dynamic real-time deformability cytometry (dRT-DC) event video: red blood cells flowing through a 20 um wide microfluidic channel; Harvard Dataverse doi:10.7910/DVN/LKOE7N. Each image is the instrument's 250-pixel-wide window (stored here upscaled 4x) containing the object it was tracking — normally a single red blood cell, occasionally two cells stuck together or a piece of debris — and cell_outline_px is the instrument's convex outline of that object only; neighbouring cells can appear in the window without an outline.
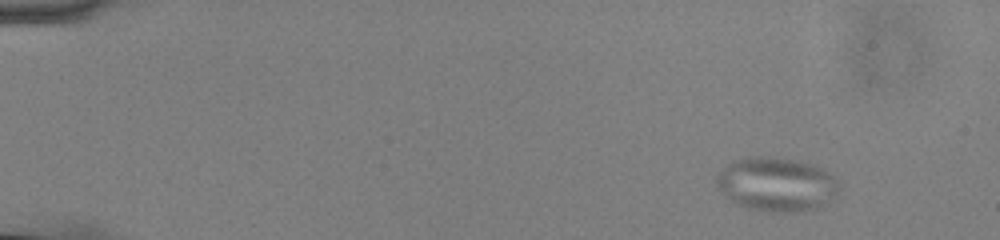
{"species": "common noctule bat (a hibernating species)", "species_latin": "Nyctalus noctula", "temperature_condition": "cold", "stored_images_in_passage": 56, "camera_frame_rate_fps": 3000, "um_per_image_px": 0.085, "animal": {"sex": "male", "body_mass_g": 13.0, "forearm_length_mm": 53.1}, "frame": {"image": 1, "passage_image": 6, "time_ms": 1.667, "image_size_px": [1000, 240], "cell_outline_px": [[840, 188], [836, 192], [816, 208], [792, 212], [768, 212], [748, 208], [724, 196], [716, 184], [716, 172], [732, 160], [756, 156], [772, 156], [812, 164], [828, 172], [840, 184]], "centroid_in_image_um": [65.93, 15.64], "position_along_channel_um": 19.1, "area_um2": 38.21}}
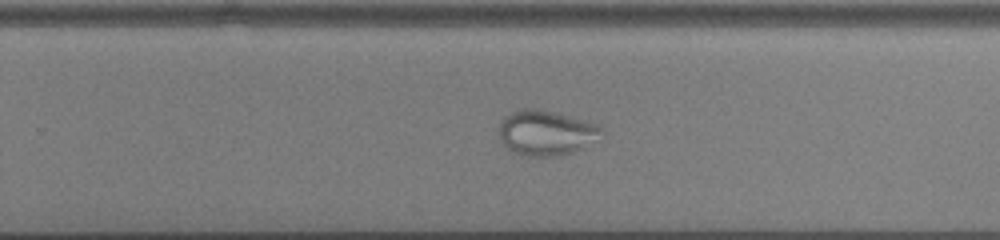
{"frame": {"image": 2, "passage_image": 37, "time_ms": 12.0, "image_size_px": [1000, 240], "cell_outline_px": [[604, 132], [584, 148], [572, 152], [556, 156], [528, 156], [516, 152], [508, 148], [500, 140], [496, 128], [500, 120], [504, 116], [520, 108], [540, 108], [556, 112], [596, 124]], "centroid_in_image_um": [46.35, 11.26], "position_along_channel_um": 283.5, "area_um2": 27.05}}
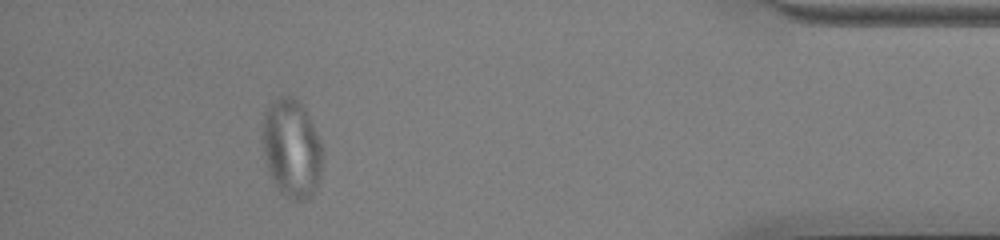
{"frame": {"image": 3, "passage_image": 51, "time_ms": 16.667, "image_size_px": [1000, 240], "cell_outline_px": [[324, 152], [320, 176], [316, 188], [312, 196], [304, 200], [292, 200], [280, 192], [276, 188], [268, 172], [264, 160], [260, 140], [264, 112], [268, 104], [280, 96], [296, 96], [300, 100], [320, 140]], "centroid_in_image_um": [24.76, 12.6], "position_along_channel_um": 410.4, "area_um2": 35.43}}